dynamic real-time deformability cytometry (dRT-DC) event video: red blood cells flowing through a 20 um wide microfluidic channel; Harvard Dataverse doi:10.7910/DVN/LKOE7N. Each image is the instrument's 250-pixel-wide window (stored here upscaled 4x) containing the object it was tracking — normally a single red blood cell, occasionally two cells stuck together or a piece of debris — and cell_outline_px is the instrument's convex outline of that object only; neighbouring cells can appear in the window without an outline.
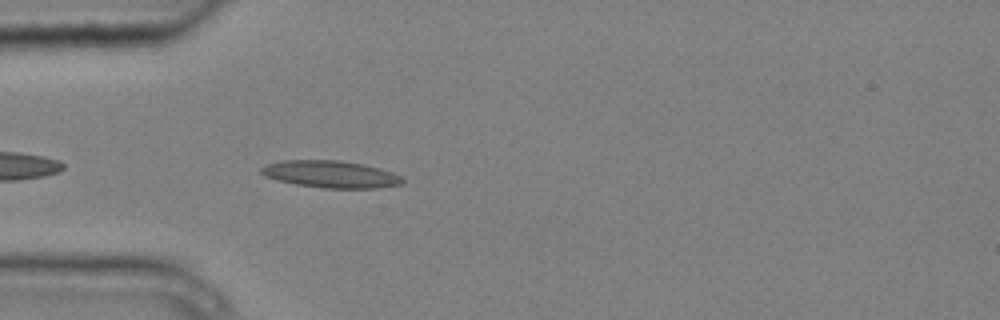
{"species": "common noctule bat (a hibernating species)", "species_latin": "Nyctalus noctula", "temperature_condition": "cold", "stored_images_in_passage": 3, "camera_frame_rate_fps": 3000, "um_per_image_px": 0.085, "animal": {"sex": "male", "body_mass_g": 20.4}, "frame": {"image": 1, "passage_image": 3, "time_ms": 0.667, "image_size_px": [1000, 320], "cell_outline_px": [[404, 184], [376, 188], [324, 188], [296, 184], [276, 180], [264, 176], [260, 172], [260, 168], [268, 164], [284, 160], [340, 160], [364, 164], [380, 168], [392, 172], [400, 176], [404, 180]], "centroid_in_image_um": [28.12, 14.81], "position_along_channel_um": 56.9, "area_um2": 22.37}}